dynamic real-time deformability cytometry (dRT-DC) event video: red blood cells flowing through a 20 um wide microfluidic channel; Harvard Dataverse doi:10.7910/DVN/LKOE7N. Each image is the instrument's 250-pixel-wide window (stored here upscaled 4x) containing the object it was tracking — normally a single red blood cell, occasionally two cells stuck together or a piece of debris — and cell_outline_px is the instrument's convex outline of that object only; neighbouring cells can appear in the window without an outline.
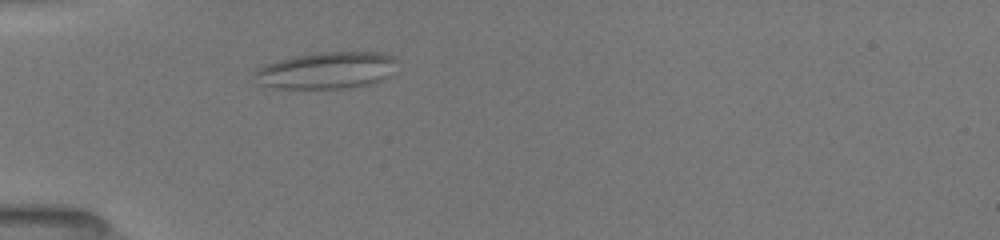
{"species": "common noctule bat (a hibernating species)", "species_latin": "Nyctalus noctula", "temperature_condition": "room temperature", "stored_images_in_passage": 45, "camera_frame_rate_fps": 3000, "um_per_image_px": 0.085, "animal": {"sex": "female", "body_mass_g": 19.5, "forearm_length_mm": 54.1}, "frame": {"image": 1, "passage_image": 10, "time_ms": 3.0, "image_size_px": [1000, 240], "cell_outline_px": [[396, 60], [388, 76], [380, 80], [368, 84], [344, 88], [276, 88], [260, 84], [252, 72], [256, 68], [276, 60], [292, 56], [320, 52], [380, 52], [392, 56]], "centroid_in_image_um": [27.69, 5.97], "position_along_channel_um": 57.3, "area_um2": 30.35}}
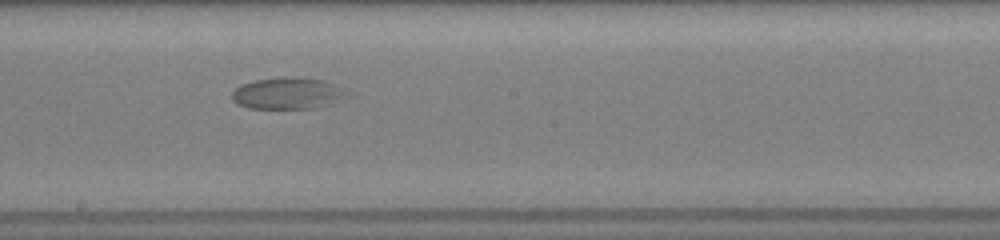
{"frame": {"image": 2, "passage_image": 22, "time_ms": 7.0, "image_size_px": [1000, 240], "cell_outline_px": [[340, 96], [316, 108], [248, 108], [236, 104], [232, 100], [232, 92], [240, 84], [256, 80], [284, 76], [304, 76], [324, 80], [332, 84], [340, 92]], "centroid_in_image_um": [24.23, 7.9], "position_along_channel_um": 224.0, "area_um2": 20.46}}
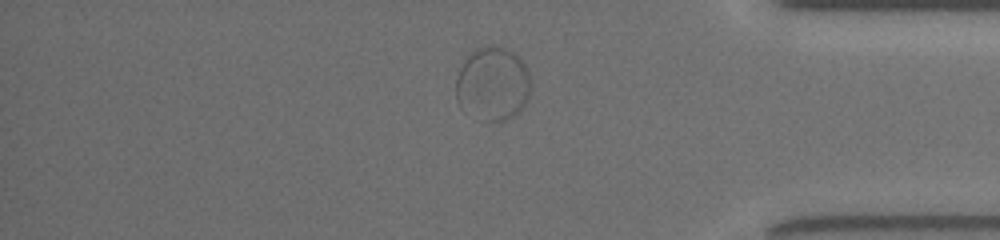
{"frame": {"image": 3, "passage_image": 37, "time_ms": 12.0, "image_size_px": [1000, 240], "cell_outline_px": [[532, 84], [528, 100], [520, 112], [504, 120], [488, 120], [460, 108], [456, 100], [456, 80], [460, 68], [464, 60], [476, 48], [492, 44], [496, 44], [512, 52], [524, 64], [532, 80]], "centroid_in_image_um": [41.9, 7.1], "position_along_channel_um": 393.3, "area_um2": 32.14}}